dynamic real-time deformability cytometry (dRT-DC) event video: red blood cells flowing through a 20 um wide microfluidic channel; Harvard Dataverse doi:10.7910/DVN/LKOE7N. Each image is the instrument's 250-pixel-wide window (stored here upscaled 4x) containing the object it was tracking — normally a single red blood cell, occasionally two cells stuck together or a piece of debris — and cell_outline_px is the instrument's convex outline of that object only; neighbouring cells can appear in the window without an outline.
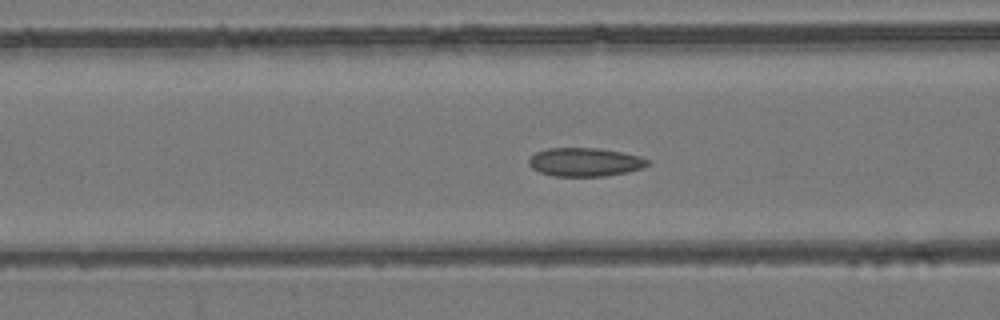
{"species": "common noctule bat (a hibernating species)", "species_latin": "Nyctalus noctula", "temperature_condition": "room temperature", "stored_images_in_passage": 53, "camera_frame_rate_fps": 3000, "um_per_image_px": 0.085, "animal": {"sex": "female", "body_mass_g": 24.6, "forearm_length_mm": 56.2}, "frame": {"image": 1, "passage_image": 21, "time_ms": 6.667, "image_size_px": [1000, 320], "cell_outline_px": [[652, 164], [628, 172], [604, 176], [552, 176], [540, 172], [532, 168], [528, 164], [528, 160], [536, 152], [548, 148], [596, 148], [624, 152], [640, 156], [652, 160]], "centroid_in_image_um": [49.76, 13.77], "position_along_channel_um": 116.8, "area_um2": 19.94}}
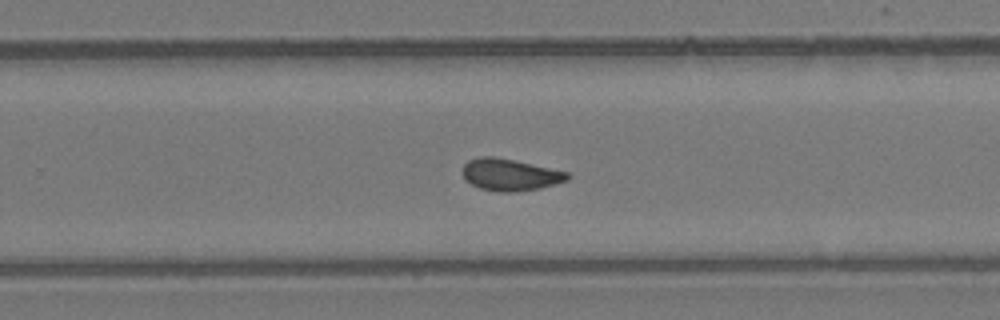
{"frame": {"image": 2, "passage_image": 34, "time_ms": 11.0, "image_size_px": [1000, 320], "cell_outline_px": [[572, 176], [568, 180], [556, 184], [540, 188], [516, 192], [500, 192], [480, 188], [464, 180], [464, 164], [468, 160], [480, 156], [492, 156], [512, 160], [568, 172]], "centroid_in_image_um": [43.37, 14.86], "position_along_channel_um": 286.4, "area_um2": 19.36}}
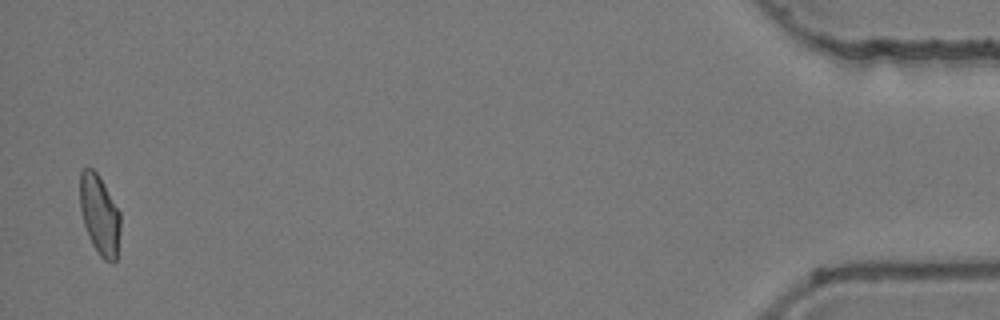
{"frame": {"image": 3, "passage_image": 52, "time_ms": 17.0, "image_size_px": [1000, 320], "cell_outline_px": [[120, 232], [116, 260], [112, 264], [104, 260], [100, 256], [92, 244], [88, 236], [84, 224], [80, 208], [80, 172], [84, 168], [92, 168], [96, 172], [120, 212]], "centroid_in_image_um": [8.47, 18.3], "position_along_channel_um": 426.7, "area_um2": 18.73}, "authors_computed_cell_mechanics": {"area_um2": 19.5364, "velocity_mm_per_s": 3.9146, "shape_relaxation_time_tau1_ms": null, "shape_relaxation_time_tau2_ms": 1.8466, "deformation_change_tau1": null, "deformation_change_tau2": 0.0669}}